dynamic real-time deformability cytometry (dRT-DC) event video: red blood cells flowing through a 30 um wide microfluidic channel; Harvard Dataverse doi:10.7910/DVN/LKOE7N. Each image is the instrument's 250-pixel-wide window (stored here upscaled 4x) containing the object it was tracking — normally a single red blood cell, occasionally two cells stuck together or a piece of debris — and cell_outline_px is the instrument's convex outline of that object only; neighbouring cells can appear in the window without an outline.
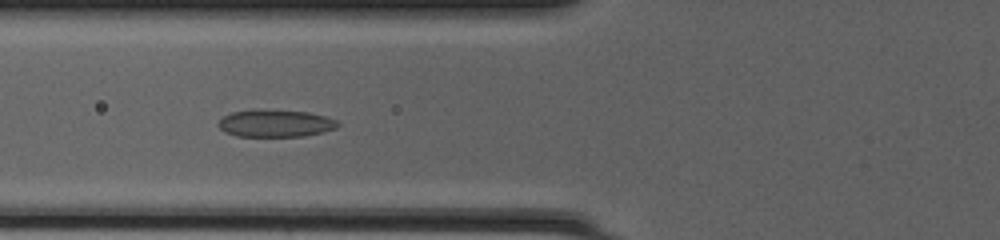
{"species": "common noctule bat (a hibernating species)", "species_latin": "Nyctalus noctula", "temperature_condition": "cold", "stored_images_in_passage": 40, "camera_frame_rate_fps": 3000, "um_per_image_px": 0.085, "animal": {"sex": "female", "body_mass_g": 20.0, "forearm_length_mm": 54.0}, "frame": {"image": 1, "passage_image": 11, "time_ms": 3.333, "image_size_px": [1000, 240], "cell_outline_px": [[340, 124], [336, 128], [324, 132], [304, 136], [236, 136], [224, 132], [216, 124], [224, 116], [232, 112], [252, 108], [256, 108], [308, 112], [324, 116], [336, 120]], "centroid_in_image_um": [23.38, 10.47], "position_along_channel_um": 102.4, "area_um2": 19.31}}
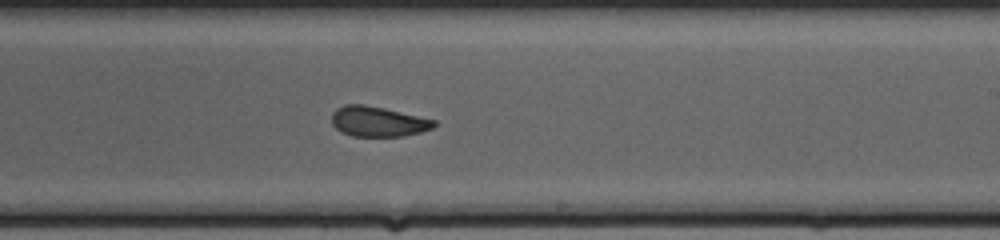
{"frame": {"image": 2, "passage_image": 22, "time_ms": 7.0, "image_size_px": [1000, 240], "cell_outline_px": [[436, 124], [432, 128], [420, 132], [404, 136], [352, 136], [336, 128], [332, 124], [332, 112], [336, 108], [344, 104], [364, 104], [384, 108], [436, 120]], "centroid_in_image_um": [32.11, 10.32], "position_along_channel_um": 256.9, "area_um2": 17.92}}
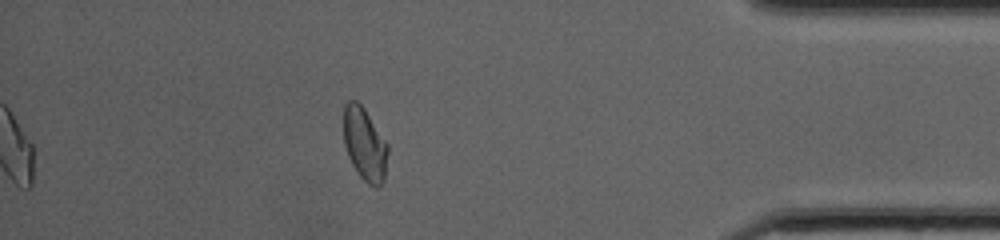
{"frame": {"image": 3, "passage_image": 35, "time_ms": 11.333, "image_size_px": [1000, 240], "cell_outline_px": [[388, 152], [384, 180], [376, 188], [368, 184], [360, 176], [352, 164], [348, 156], [344, 144], [344, 104], [348, 100], [356, 100], [364, 108], [388, 144]], "centroid_in_image_um": [31.0, 12.25], "position_along_channel_um": 404.2, "area_um2": 18.79}, "authors_computed_cell_mechanics": {"area_um2": 18.8139, "velocity_mm_per_s": 4.2051, "shape_relaxation_time_tau1_ms": null, "shape_relaxation_time_tau2_ms": 1.1694, "deformation_change_tau1": null, "deformation_change_tau2": 0.0669}}